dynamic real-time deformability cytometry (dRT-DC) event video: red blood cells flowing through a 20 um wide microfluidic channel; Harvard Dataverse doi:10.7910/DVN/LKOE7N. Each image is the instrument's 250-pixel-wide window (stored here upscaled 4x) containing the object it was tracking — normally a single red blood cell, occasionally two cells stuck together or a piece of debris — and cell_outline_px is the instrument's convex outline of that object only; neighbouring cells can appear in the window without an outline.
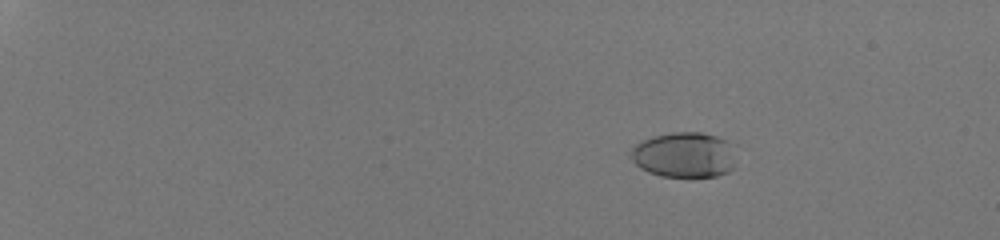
{"species": "human", "species_latin": "Homo sapiens", "temperature_condition": "room temperature", "stored_images_in_passage": 45, "camera_frame_rate_fps": 3000, "um_per_image_px": 0.085, "donor": {"sex": "male"}, "frame": {"image": 1, "passage_image": 12, "time_ms": 3.667, "image_size_px": [1000, 240], "cell_outline_px": [[732, 168], [728, 172], [716, 176], [660, 176], [648, 172], [640, 168], [628, 156], [628, 152], [636, 144], [652, 136], [672, 132], [700, 132], [716, 136], [728, 140], [732, 164]], "centroid_in_image_um": [58.06, 13.16], "position_along_channel_um": 26.9, "area_um2": 27.51}}
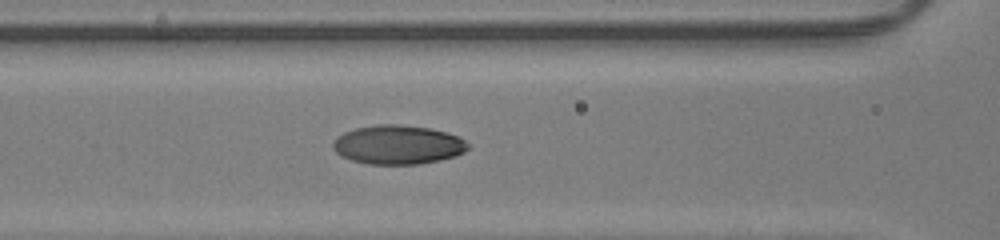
{"frame": {"image": 2, "passage_image": 31, "time_ms": 10.0, "image_size_px": [1000, 240], "cell_outline_px": [[468, 148], [464, 152], [456, 156], [440, 160], [420, 164], [368, 164], [352, 160], [340, 156], [332, 148], [332, 144], [336, 136], [344, 132], [356, 128], [376, 124], [396, 124], [428, 128], [460, 136], [468, 144]], "centroid_in_image_um": [33.8, 12.3], "position_along_channel_um": 132.8, "area_um2": 30.81}}
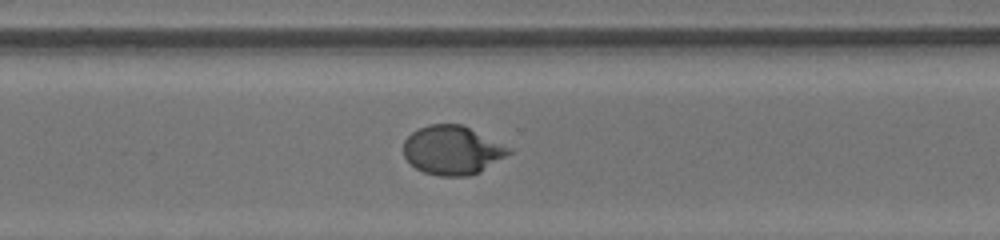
{"frame": {"image": 3, "passage_image": 45, "time_ms": 14.667, "image_size_px": [1000, 240], "cell_outline_px": [[512, 152], [476, 172], [468, 176], [440, 176], [424, 172], [416, 168], [404, 156], [404, 140], [412, 132], [428, 124], [464, 124], [512, 148]], "centroid_in_image_um": [38.43, 12.74], "position_along_channel_um": 332.2, "area_um2": 29.71}}